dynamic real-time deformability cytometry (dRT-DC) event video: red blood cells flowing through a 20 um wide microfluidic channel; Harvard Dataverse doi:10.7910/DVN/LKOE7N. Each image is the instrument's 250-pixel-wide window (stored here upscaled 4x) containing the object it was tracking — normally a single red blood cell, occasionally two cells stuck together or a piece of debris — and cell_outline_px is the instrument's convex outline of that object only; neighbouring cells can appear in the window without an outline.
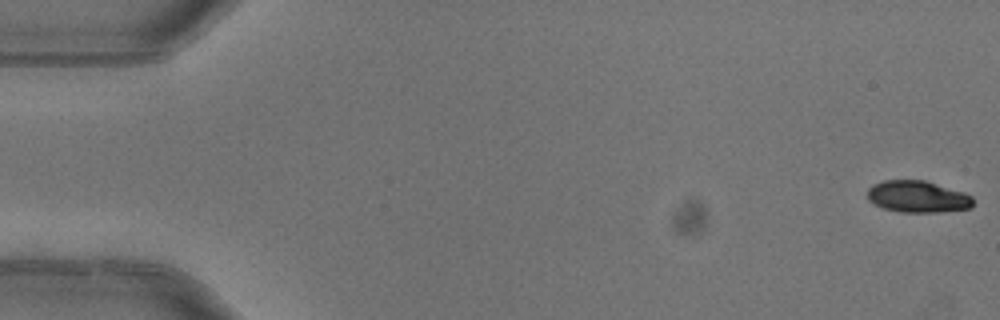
{"species": "common noctule bat (a hibernating species)", "species_latin": "Nyctalus noctula", "temperature_condition": "warm", "stored_images_in_passage": 5, "segment_of_instrument_passage": [1, 2], "camera_frame_rate_fps": 3000, "um_per_image_px": 0.085, "animal": {"sex": "female"}, "frame": {"image": 1, "passage_image": 1, "time_ms": 0.0, "image_size_px": [1000, 320], "cell_outline_px": [[972, 208], [936, 212], [900, 212], [884, 208], [868, 200], [868, 188], [872, 184], [884, 180], [924, 180], [964, 192], [972, 196]], "centroid_in_image_um": [77.99, 16.71], "position_along_channel_um": 7.0, "area_um2": 19.48}}
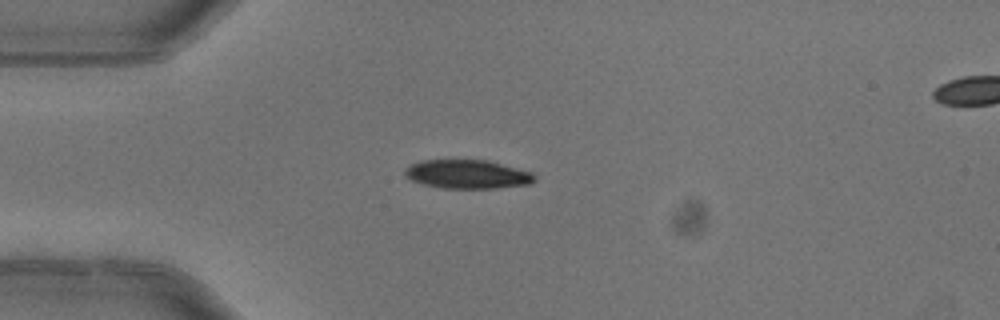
{"frame": {"image": 2, "passage_image": 4, "time_ms": 1.0, "image_size_px": [1000, 320], "cell_outline_px": [[536, 180], [532, 184], [496, 188], [444, 188], [424, 184], [412, 180], [404, 176], [404, 168], [412, 164], [424, 160], [488, 160], [532, 172], [536, 176]], "centroid_in_image_um": [39.76, 14.81], "position_along_channel_um": 45.2, "area_um2": 21.79}}